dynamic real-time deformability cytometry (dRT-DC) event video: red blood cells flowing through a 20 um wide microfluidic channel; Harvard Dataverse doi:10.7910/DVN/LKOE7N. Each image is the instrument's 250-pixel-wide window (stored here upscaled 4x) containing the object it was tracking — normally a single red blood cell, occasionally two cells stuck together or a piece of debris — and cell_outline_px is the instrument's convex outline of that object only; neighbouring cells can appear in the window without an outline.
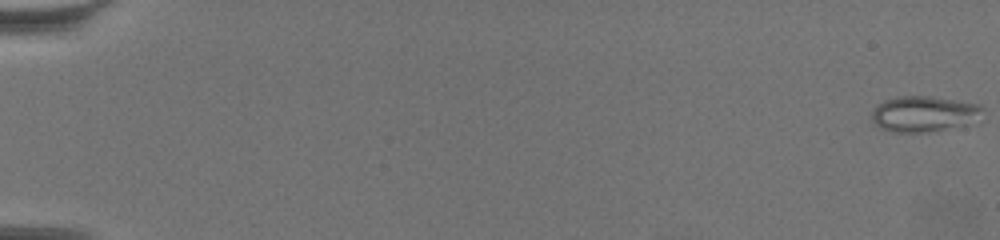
{"species": "common noctule bat (a hibernating species)", "species_latin": "Nyctalus noctula", "temperature_condition": "warm", "stored_images_in_passage": 64, "camera_frame_rate_fps": 3000, "um_per_image_px": 0.085, "animal": {"sex": "female", "body_mass_g": 19.5, "forearm_length_mm": 54.1}, "frame": {"image": 1, "passage_image": 1, "time_ms": 0.0, "image_size_px": [1000, 240], "cell_outline_px": [[984, 108], [964, 124], [924, 132], [896, 132], [880, 128], [872, 120], [872, 112], [876, 104], [884, 100], [900, 96], [928, 96], [980, 104]], "centroid_in_image_um": [78.4, 9.65], "position_along_channel_um": 6.6, "area_um2": 22.25}}
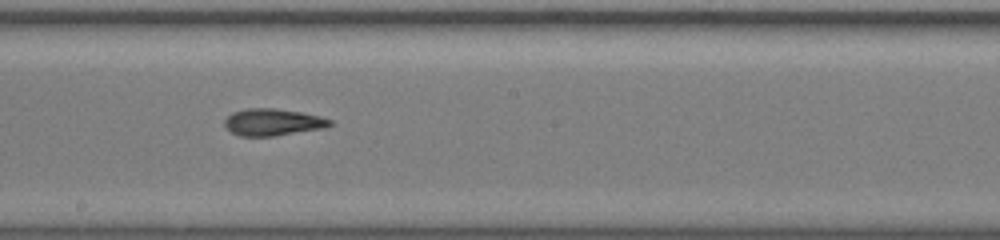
{"frame": {"image": 2, "passage_image": 38, "time_ms": 12.333, "image_size_px": [1000, 240], "cell_outline_px": [[332, 124], [324, 128], [272, 136], [240, 136], [232, 132], [224, 124], [224, 120], [232, 112], [248, 108], [276, 108], [300, 112], [320, 116], [332, 120]], "centroid_in_image_um": [23.18, 10.37], "position_along_channel_um": 225.0, "area_um2": 16.42}}
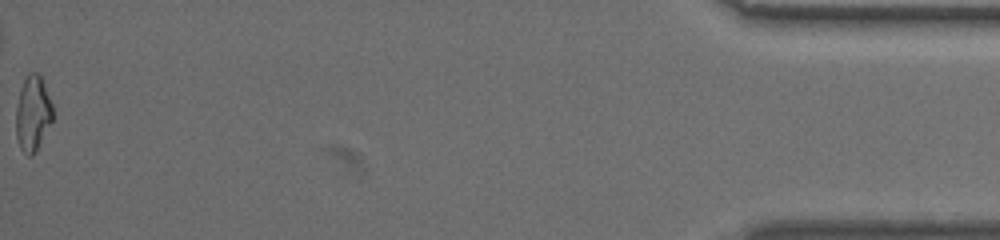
{"frame": {"image": 3, "passage_image": 64, "time_ms": 21.0, "image_size_px": [1000, 240], "cell_outline_px": [[52, 120], [36, 152], [32, 156], [28, 156], [20, 148], [16, 136], [16, 108], [20, 88], [28, 72], [36, 72], [40, 76], [52, 104]], "centroid_in_image_um": [2.77, 9.66], "position_along_channel_um": 432.4, "area_um2": 16.01}, "authors_computed_cell_mechanics": {"area_um2": 16.762, "velocity_mm_per_s": 3.4255, "shape_relaxation_time_tau1_ms": null, "shape_relaxation_time_tau2_ms": 2.3347, "deformation_change_tau1": null, "deformation_change_tau2": 0.091}}